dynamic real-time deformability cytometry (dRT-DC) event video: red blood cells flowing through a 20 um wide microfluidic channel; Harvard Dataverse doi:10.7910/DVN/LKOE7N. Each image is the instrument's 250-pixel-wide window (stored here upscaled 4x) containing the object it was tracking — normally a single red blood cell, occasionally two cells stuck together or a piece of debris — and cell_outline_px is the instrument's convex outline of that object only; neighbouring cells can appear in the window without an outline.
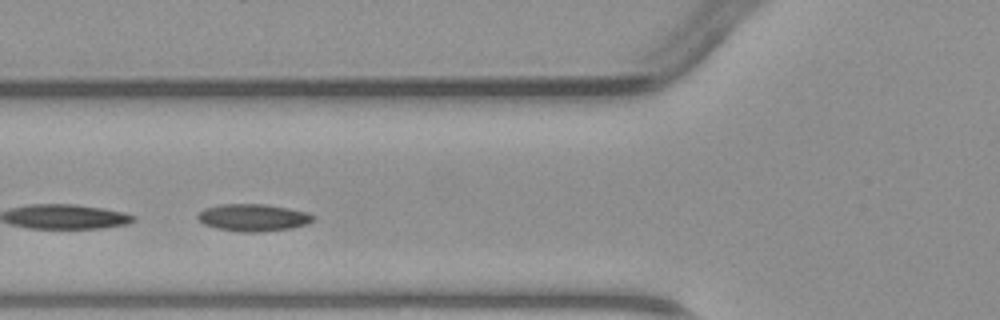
{"species": "common noctule bat (a hibernating species)", "species_latin": "Nyctalus noctula", "temperature_condition": "warm", "stored_images_in_passage": 3, "camera_frame_rate_fps": 3000, "um_per_image_px": 0.085, "animal": {"sex": "male", "body_mass_g": 23.1, "forearm_length_mm": 52.7}, "frame": {"image": 1, "passage_image": 3, "time_ms": 2.333, "image_size_px": [1000, 320], "cell_outline_px": [[316, 216], [308, 224], [292, 228], [260, 232], [240, 232], [216, 228], [204, 224], [196, 220], [196, 216], [204, 208], [220, 204], [268, 204], [308, 212]], "centroid_in_image_um": [21.51, 18.49], "position_along_channel_um": 104.3, "area_um2": 18.55}}